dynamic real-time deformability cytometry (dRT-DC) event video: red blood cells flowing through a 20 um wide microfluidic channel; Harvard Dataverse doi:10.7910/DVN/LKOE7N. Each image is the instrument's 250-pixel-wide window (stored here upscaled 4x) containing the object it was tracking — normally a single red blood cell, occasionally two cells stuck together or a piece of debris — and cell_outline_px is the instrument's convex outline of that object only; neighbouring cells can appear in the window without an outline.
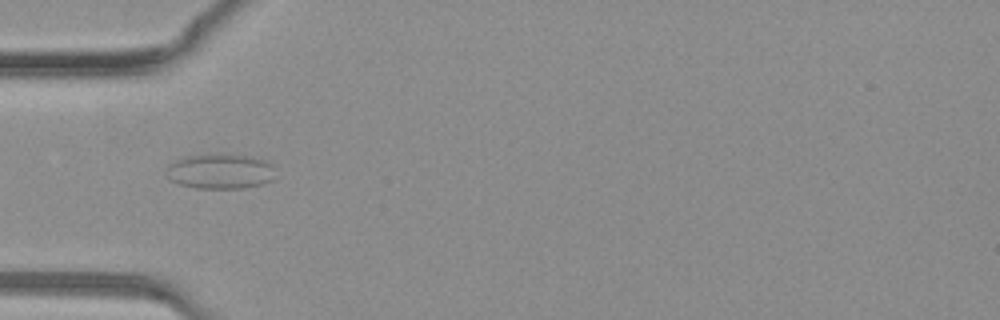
{"species": "common noctule bat (a hibernating species)", "species_latin": "Nyctalus noctula", "temperature_condition": "warm", "stored_images_in_passage": 28, "camera_frame_rate_fps": 3000, "um_per_image_px": 0.085, "animal": {"sex": "female", "body_mass_g": 19.3, "forearm_length_mm": 54.1}, "frame": {"image": 1, "passage_image": 1, "time_ms": 0.0, "image_size_px": [1000, 320], "cell_outline_px": [[276, 180], [264, 184], [244, 188], [196, 188], [180, 184], [168, 180], [168, 164], [184, 156], [220, 152], [252, 156], [268, 160], [272, 164]], "centroid_in_image_um": [18.78, 14.54], "position_along_channel_um": 66.2, "area_um2": 23.06}}
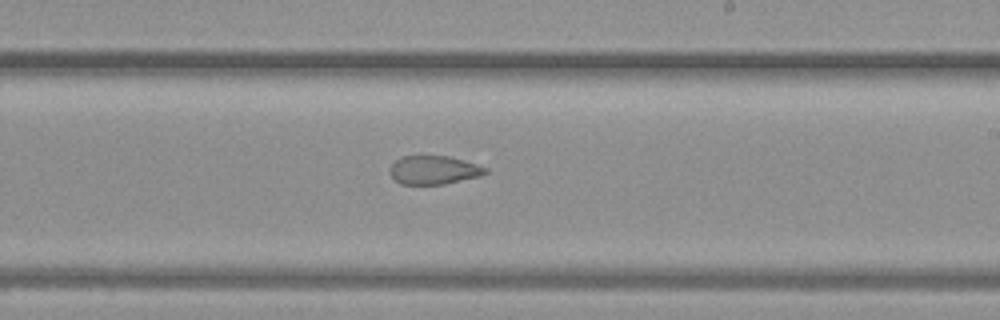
{"frame": {"image": 2, "passage_image": 12, "time_ms": 3.667, "image_size_px": [1000, 320], "cell_outline_px": [[488, 172], [480, 176], [444, 184], [400, 184], [388, 172], [388, 168], [400, 156], [448, 156], [464, 160], [488, 168]], "centroid_in_image_um": [36.86, 14.45], "position_along_channel_um": 252.1, "area_um2": 15.95}}
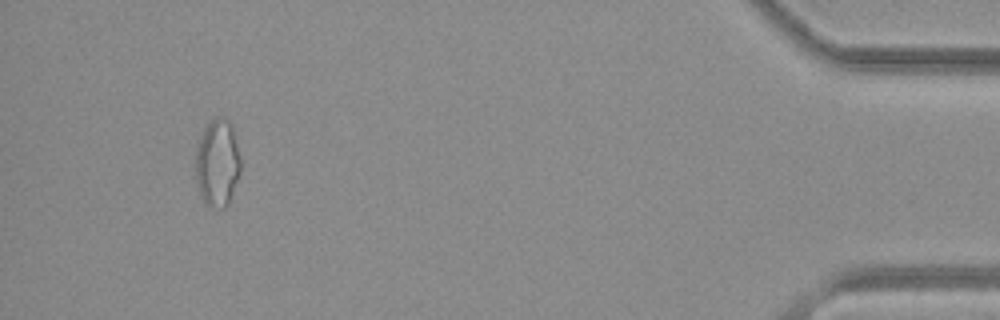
{"frame": {"image": 3, "passage_image": 26, "time_ms": 8.333, "image_size_px": [1000, 320], "cell_outline_px": [[240, 172], [228, 204], [224, 208], [208, 208], [204, 204], [200, 196], [196, 184], [196, 152], [204, 128], [216, 116], [220, 116], [228, 120], [232, 128], [240, 160]], "centroid_in_image_um": [18.46, 13.92], "position_along_channel_um": 416.7, "area_um2": 22.77}}